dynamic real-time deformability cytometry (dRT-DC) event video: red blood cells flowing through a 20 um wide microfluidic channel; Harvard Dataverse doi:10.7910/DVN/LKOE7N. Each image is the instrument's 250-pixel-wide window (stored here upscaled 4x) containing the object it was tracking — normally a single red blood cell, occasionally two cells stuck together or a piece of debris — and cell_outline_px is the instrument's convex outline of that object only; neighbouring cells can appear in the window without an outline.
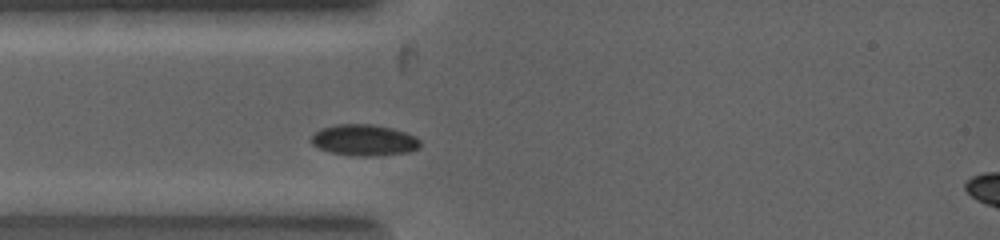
{"species": "common noctule bat (a hibernating species)", "species_latin": "Nyctalus noctula", "temperature_condition": "warm", "stored_images_in_passage": 17, "camera_frame_rate_fps": 5000, "um_per_image_px": 0.085, "animal": {"sex": "female", "body_mass_g": 19.0, "forearm_length_mm": 53.3}, "frame": {"image": 1, "passage_image": 3, "time_ms": 0.8, "image_size_px": [1000, 240], "cell_outline_px": [[420, 148], [408, 152], [372, 156], [360, 156], [332, 152], [320, 148], [312, 144], [312, 132], [320, 128], [336, 124], [372, 124], [392, 128], [416, 136], [420, 140]], "centroid_in_image_um": [30.96, 11.89], "position_along_channel_um": 54.0, "area_um2": 19.77}}
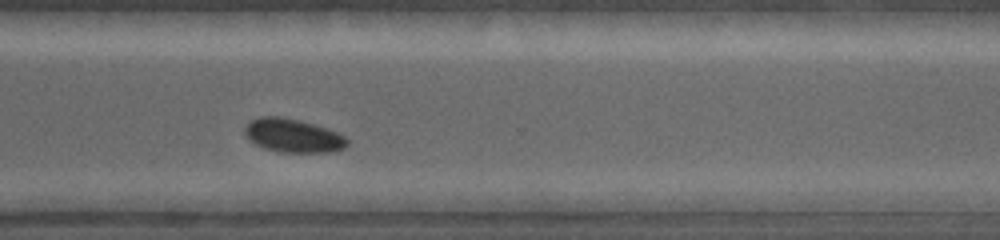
{"frame": {"image": 2, "passage_image": 14, "time_ms": 5.4, "image_size_px": [1000, 240], "cell_outline_px": [[348, 144], [344, 148], [332, 152], [280, 152], [264, 148], [248, 140], [244, 136], [244, 128], [252, 120], [260, 116], [280, 116], [300, 120], [316, 124], [328, 128], [344, 136], [348, 140]], "centroid_in_image_um": [24.9, 11.52], "position_along_channel_um": 345.7, "area_um2": 20.23}}
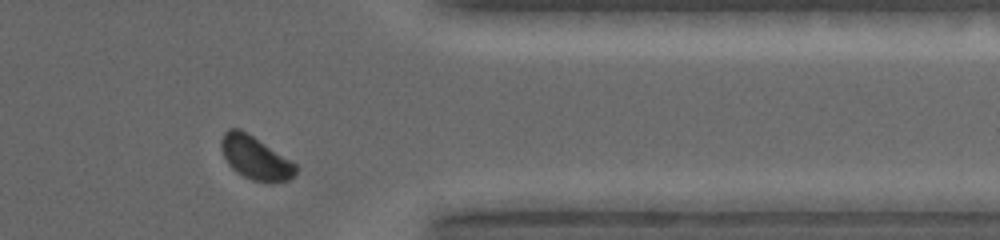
{"frame": {"image": 3, "passage_image": 16, "time_ms": 6.2, "image_size_px": [1000, 240], "cell_outline_px": [[296, 172], [288, 180], [268, 184], [252, 180], [236, 172], [228, 164], [220, 148], [220, 140], [224, 132], [228, 128], [240, 128], [296, 164]], "centroid_in_image_um": [21.66, 13.43], "position_along_channel_um": 389.7, "area_um2": 18.73}}